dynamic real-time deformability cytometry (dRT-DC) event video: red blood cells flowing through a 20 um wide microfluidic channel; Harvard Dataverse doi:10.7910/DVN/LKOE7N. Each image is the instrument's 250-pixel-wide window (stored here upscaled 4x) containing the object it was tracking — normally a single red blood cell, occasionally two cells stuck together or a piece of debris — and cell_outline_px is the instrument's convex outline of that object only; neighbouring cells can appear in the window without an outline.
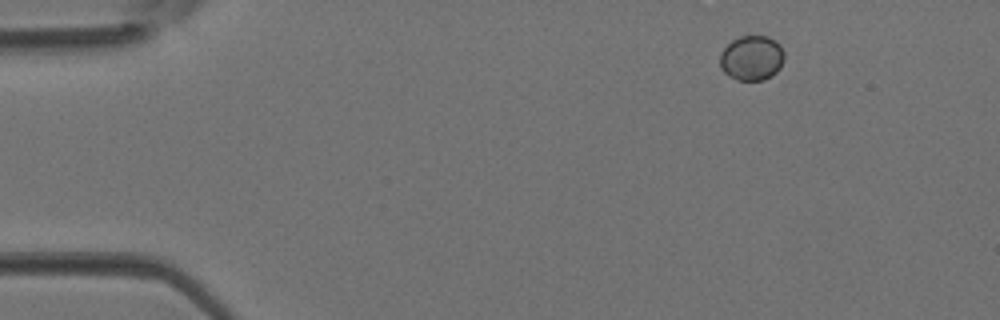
{"species": "Egyptian fruit bat (a non-hibernating species)", "species_latin": "Rousettus aegyptiacus", "temperature_condition": "room temperature", "stored_images_in_passage": 5, "camera_frame_rate_fps": 3000, "um_per_image_px": 0.085, "animal": {"sex": "female"}, "frame": {"image": 1, "passage_image": 1, "time_ms": 0.0, "image_size_px": [1000, 320], "cell_outline_px": [[784, 60], [780, 68], [772, 76], [764, 80], [736, 80], [728, 76], [720, 68], [720, 52], [732, 40], [740, 36], [768, 36], [776, 40], [780, 44], [784, 52]], "centroid_in_image_um": [63.9, 4.93], "position_along_channel_um": 21.1, "area_um2": 17.11}}
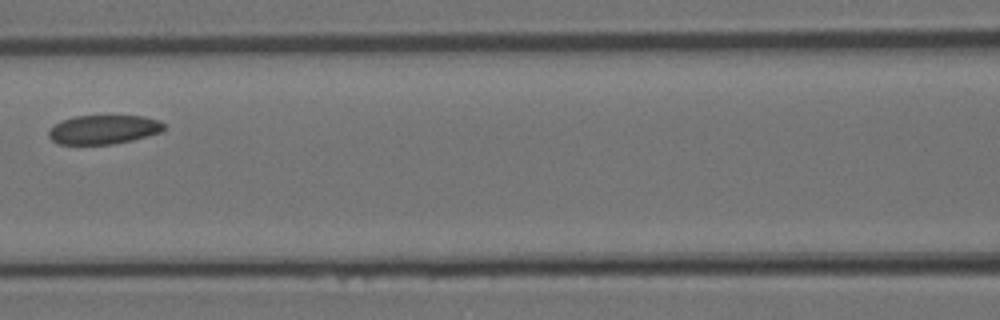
{"frame": {"image": 2, "passage_image": 5, "time_ms": 1.333, "image_size_px": [1000, 320], "cell_outline_px": [[164, 128], [160, 132], [132, 140], [112, 144], [56, 144], [48, 136], [48, 132], [56, 124], [64, 120], [76, 116], [144, 116], [160, 120], [164, 124]], "centroid_in_image_um": [8.81, 11.01], "position_along_channel_um": 157.8, "area_um2": 19.31}}